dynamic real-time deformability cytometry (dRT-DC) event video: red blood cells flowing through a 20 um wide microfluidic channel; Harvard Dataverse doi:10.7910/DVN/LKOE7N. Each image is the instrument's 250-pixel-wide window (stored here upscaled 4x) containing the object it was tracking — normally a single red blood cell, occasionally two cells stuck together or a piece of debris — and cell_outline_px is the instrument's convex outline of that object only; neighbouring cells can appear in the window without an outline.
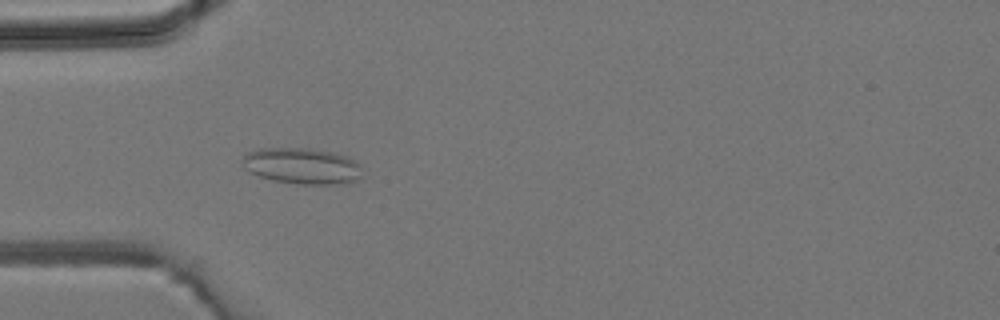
{"species": "common noctule bat (a hibernating species)", "species_latin": "Nyctalus noctula", "temperature_condition": "room temperature", "stored_images_in_passage": 40, "camera_frame_rate_fps": 3000, "um_per_image_px": 0.085, "animal": {"sex": "male", "body_mass_g": 19.2, "forearm_length_mm": 51.8}, "frame": {"image": 1, "passage_image": 9, "time_ms": 2.667, "image_size_px": [1000, 320], "cell_outline_px": [[360, 180], [336, 184], [300, 184], [272, 180], [260, 176], [244, 168], [244, 156], [248, 152], [260, 148], [304, 148], [332, 152], [348, 156], [356, 160], [360, 164]], "centroid_in_image_um": [25.71, 14.1], "position_along_channel_um": 59.3, "area_um2": 25.09}}
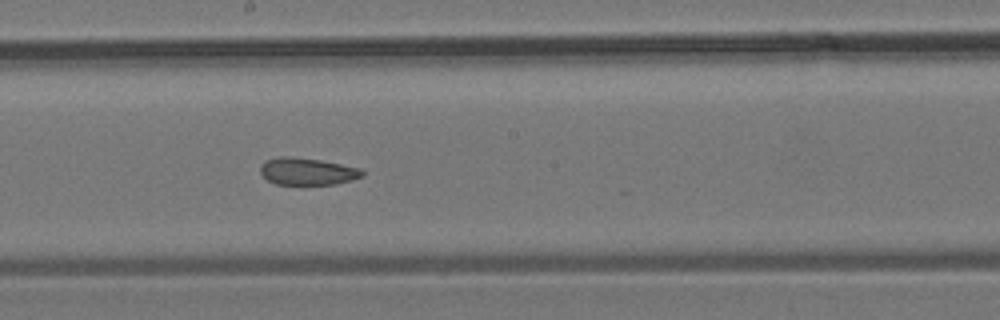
{"frame": {"image": 2, "passage_image": 20, "time_ms": 6.333, "image_size_px": [1000, 320], "cell_outline_px": [[364, 176], [352, 180], [336, 184], [276, 184], [268, 180], [260, 172], [260, 164], [264, 160], [280, 156], [288, 156], [320, 160], [360, 168], [364, 172]], "centroid_in_image_um": [26.11, 14.56], "position_along_channel_um": 222.1, "area_um2": 16.13}}
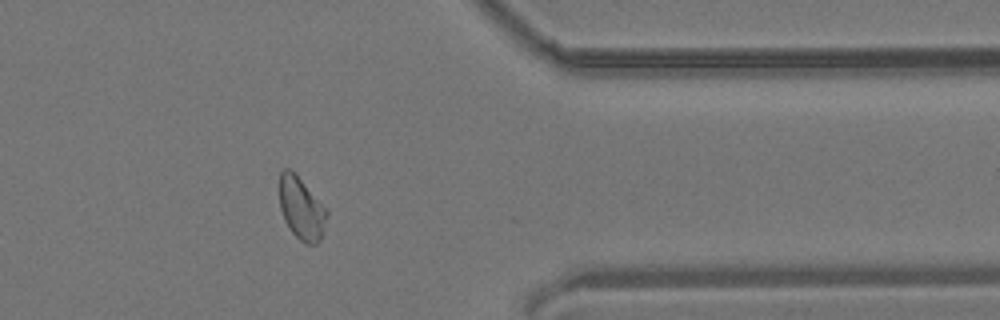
{"frame": {"image": 3, "passage_image": 32, "time_ms": 10.333, "image_size_px": [1000, 320], "cell_outline_px": [[328, 216], [324, 232], [320, 240], [316, 244], [304, 244], [292, 232], [284, 220], [280, 208], [280, 172], [284, 168], [288, 168], [296, 172], [328, 212]], "centroid_in_image_um": [25.62, 17.72], "position_along_channel_um": 385.8, "area_um2": 17.34}}